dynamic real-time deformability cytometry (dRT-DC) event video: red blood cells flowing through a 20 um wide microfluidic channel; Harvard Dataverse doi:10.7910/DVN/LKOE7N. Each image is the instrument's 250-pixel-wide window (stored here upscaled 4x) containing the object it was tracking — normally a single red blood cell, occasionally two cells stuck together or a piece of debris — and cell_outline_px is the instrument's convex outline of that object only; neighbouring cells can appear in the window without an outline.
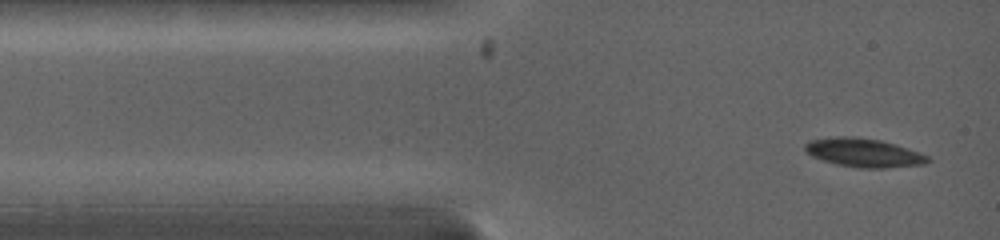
{"species": "common noctule bat (a hibernating species)", "species_latin": "Nyctalus noctula", "temperature_condition": "warm", "stored_images_in_passage": 21, "camera_frame_rate_fps": 5000, "um_per_image_px": 0.085, "animal": {"sex": "female", "body_mass_g": 19.0, "forearm_length_mm": 53.3}, "frame": {"image": 1, "passage_image": 1, "time_ms": 0.0, "image_size_px": [1000, 240], "cell_outline_px": [[932, 160], [924, 164], [884, 168], [860, 168], [836, 164], [812, 156], [804, 152], [804, 144], [812, 140], [836, 136], [852, 136], [880, 140], [908, 148], [920, 152], [928, 156]], "centroid_in_image_um": [73.41, 12.98], "position_along_channel_um": 11.6, "area_um2": 20.52}}
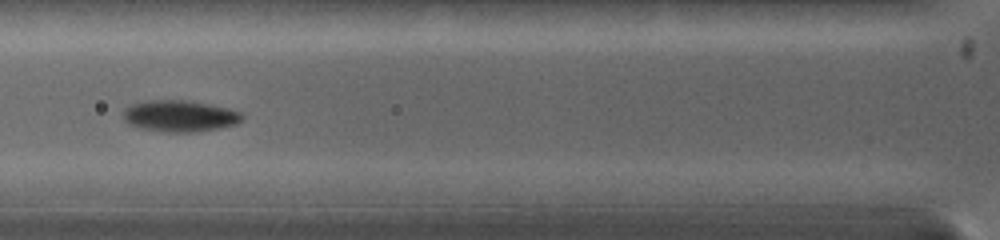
{"frame": {"image": 2, "passage_image": 10, "time_ms": 3.4, "image_size_px": [1000, 240], "cell_outline_px": [[244, 116], [236, 124], [220, 128], [196, 132], [164, 132], [140, 128], [128, 124], [124, 120], [124, 108], [132, 104], [148, 100], [188, 100], [228, 108], [240, 112]], "centroid_in_image_um": [15.26, 9.86], "position_along_channel_um": 110.5, "area_um2": 21.85}}
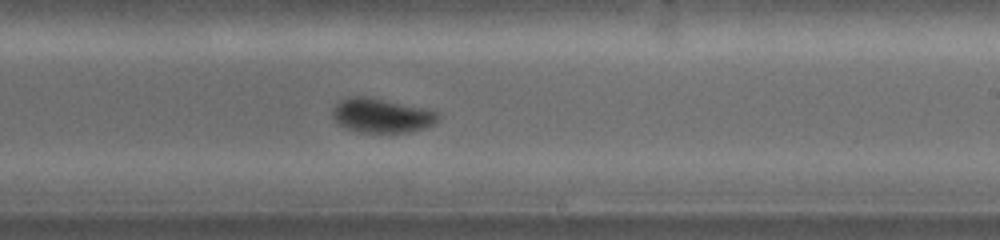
{"frame": {"image": 3, "passage_image": 21, "time_ms": 7.0, "image_size_px": [1000, 240], "cell_outline_px": [[440, 116], [432, 124], [424, 128], [408, 132], [360, 132], [336, 124], [332, 116], [332, 108], [340, 100], [352, 96], [368, 96], [424, 108], [436, 112]], "centroid_in_image_um": [32.38, 9.81], "position_along_channel_um": 256.6, "area_um2": 20.98}}